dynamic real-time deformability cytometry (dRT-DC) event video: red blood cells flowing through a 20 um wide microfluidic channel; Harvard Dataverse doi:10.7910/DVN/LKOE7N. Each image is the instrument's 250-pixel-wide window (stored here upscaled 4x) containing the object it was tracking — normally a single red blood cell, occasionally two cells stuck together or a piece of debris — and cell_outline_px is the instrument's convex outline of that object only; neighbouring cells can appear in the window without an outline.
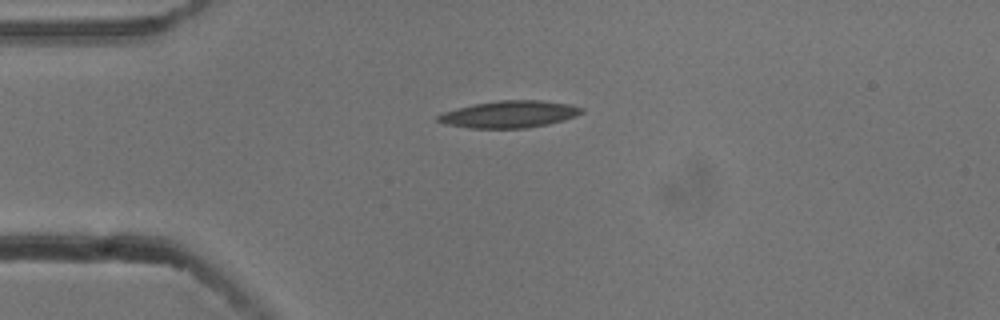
{"species": "common noctule bat (a hibernating species)", "species_latin": "Nyctalus noctula", "temperature_condition": "cold", "stored_images_in_passage": 43, "camera_frame_rate_fps": 3000, "um_per_image_px": 0.085, "animal": {"sex": "male", "body_mass_g": 13.3}, "frame": {"image": 1, "passage_image": 1, "time_ms": 0.0, "image_size_px": [1000, 320], "cell_outline_px": [[584, 112], [576, 116], [564, 120], [548, 124], [524, 128], [468, 128], [444, 124], [436, 120], [436, 116], [444, 112], [456, 108], [476, 104], [500, 100], [540, 100], [568, 104], [584, 108]], "centroid_in_image_um": [43.29, 9.71], "position_along_channel_um": 41.7, "area_um2": 22.54}}
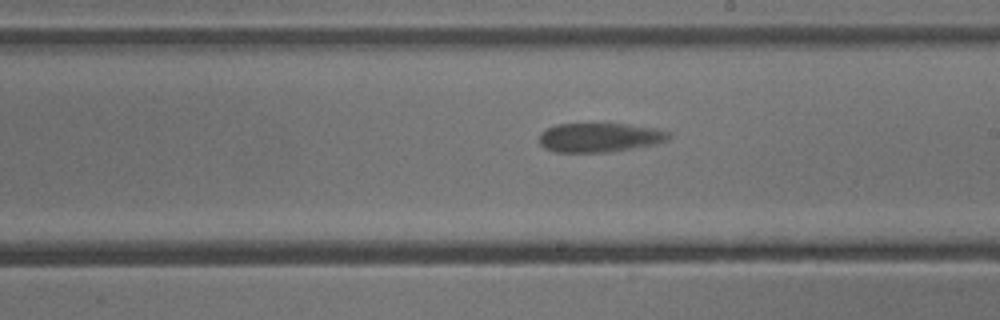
{"frame": {"image": 2, "passage_image": 19, "time_ms": 6.0, "image_size_px": [1000, 320], "cell_outline_px": [[672, 136], [668, 140], [652, 144], [612, 152], [556, 152], [544, 148], [540, 144], [540, 132], [556, 124], [628, 124], [656, 128], [668, 132]], "centroid_in_image_um": [50.96, 11.68], "position_along_channel_um": 238.0, "area_um2": 21.96}}
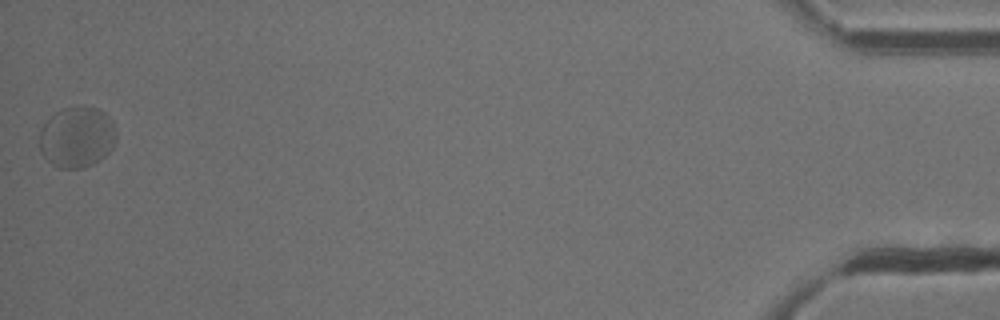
{"frame": {"image": 3, "passage_image": 43, "time_ms": 14.0, "image_size_px": [1000, 320], "cell_outline_px": [[116, 140], [112, 148], [104, 156], [92, 164], [80, 168], [56, 168], [40, 152], [40, 132], [44, 124], [56, 112], [64, 108], [96, 108], [104, 112], [112, 120], [116, 132]], "centroid_in_image_um": [6.55, 11.68], "position_along_channel_um": 428.7, "area_um2": 26.88}, "authors_computed_cell_mechanics": {"area_um2": 23.0622, "velocity_mm_per_s": 3.6544, "shape_relaxation_time_tau1_ms": 1.9373, "shape_relaxation_time_tau2_ms": 1.2667, "deformation_change_tau1": 0.079, "deformation_change_tau2": 0.0626}}